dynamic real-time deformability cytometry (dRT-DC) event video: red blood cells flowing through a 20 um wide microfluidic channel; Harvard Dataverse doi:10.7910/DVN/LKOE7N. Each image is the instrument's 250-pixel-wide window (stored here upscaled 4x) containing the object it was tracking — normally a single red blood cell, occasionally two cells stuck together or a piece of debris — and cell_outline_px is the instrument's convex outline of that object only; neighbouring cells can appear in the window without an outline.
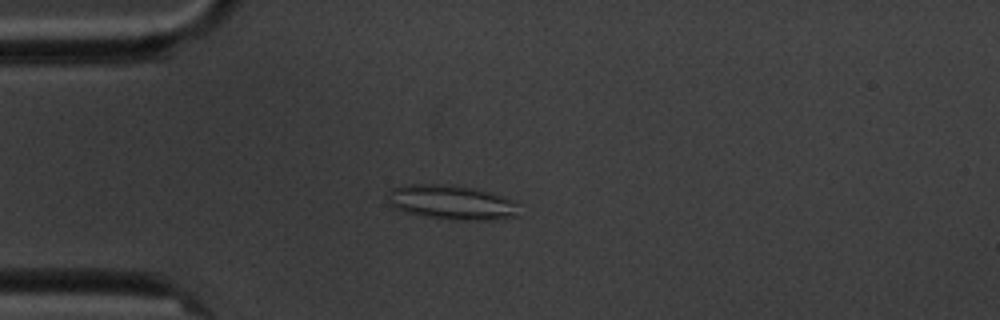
{"species": "common noctule bat (a hibernating species)", "species_latin": "Nyctalus noctula", "temperature_condition": "cold", "stored_images_in_passage": 11, "camera_frame_rate_fps": 3000, "um_per_image_px": 0.085, "animal": {"sex": "male", "body_mass_g": 20.1, "forearm_length_mm": 53.5}, "frame": {"image": 1, "passage_image": 4, "time_ms": 4.333, "image_size_px": [1000, 320], "cell_outline_px": [[520, 216], [496, 220], [452, 220], [424, 216], [404, 212], [392, 208], [388, 204], [388, 192], [392, 188], [408, 184], [444, 184], [476, 188], [492, 192], [516, 200]], "centroid_in_image_um": [38.42, 17.21], "position_along_channel_um": 46.6, "area_um2": 27.11}}
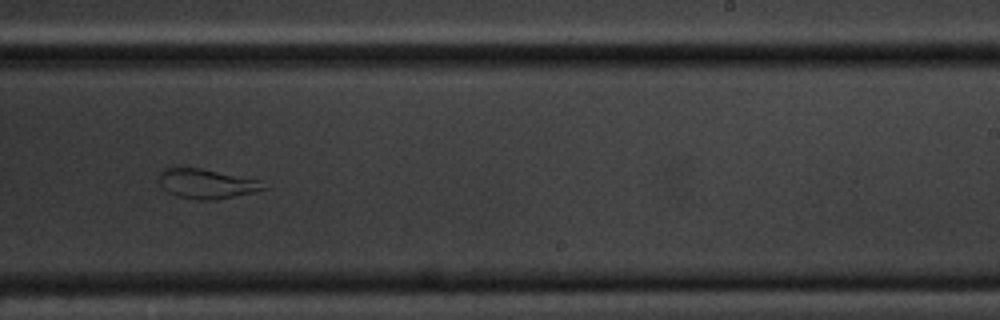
{"frame": {"image": 2, "passage_image": 10, "time_ms": 11.333, "image_size_px": [1000, 320], "cell_outline_px": [[264, 188], [252, 192], [216, 200], [200, 200], [180, 196], [168, 192], [160, 184], [160, 172], [164, 168], [172, 164], [180, 164], [260, 180]], "centroid_in_image_um": [17.45, 15.56], "position_along_channel_um": 271.6, "area_um2": 18.15}}
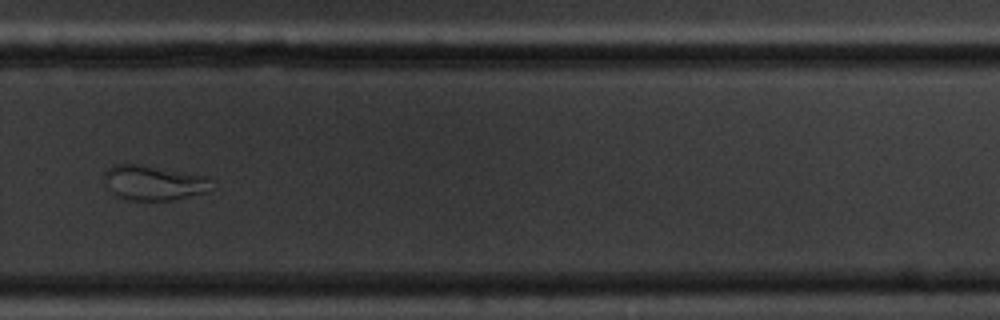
{"frame": {"image": 3, "passage_image": 11, "time_ms": 12.667, "image_size_px": [1000, 320], "cell_outline_px": [[216, 188], [204, 192], [172, 200], [128, 200], [112, 192], [104, 176], [104, 172], [112, 164], [124, 160], [204, 176]], "centroid_in_image_um": [13.02, 15.48], "position_along_channel_um": 316.8, "area_um2": 22.02}}